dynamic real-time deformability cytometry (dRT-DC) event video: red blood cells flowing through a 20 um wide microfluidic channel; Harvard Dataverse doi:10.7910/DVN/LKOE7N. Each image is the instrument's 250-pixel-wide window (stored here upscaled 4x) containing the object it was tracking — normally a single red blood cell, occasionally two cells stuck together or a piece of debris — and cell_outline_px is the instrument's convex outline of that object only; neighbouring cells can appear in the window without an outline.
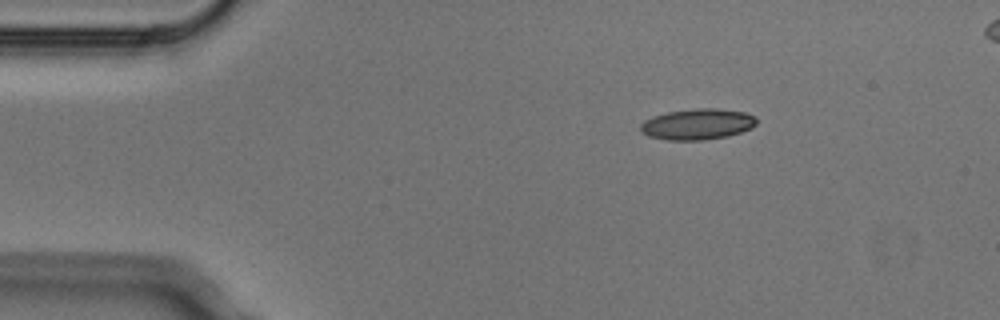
{"species": "Egyptian fruit bat (a non-hibernating species)", "species_latin": "Rousettus aegyptiacus", "temperature_condition": "cold", "stored_images_in_passage": 3, "segment_of_instrument_passage": [1, 2], "camera_frame_rate_fps": 3000, "um_per_image_px": 0.085, "animal": {"sex": "male"}, "frame": {"image": 1, "passage_image": 1, "time_ms": 0.0, "image_size_px": [1000, 320], "cell_outline_px": [[756, 124], [752, 128], [728, 136], [704, 140], [668, 140], [648, 136], [640, 132], [640, 124], [644, 120], [652, 116], [668, 112], [696, 108], [716, 108], [744, 112], [756, 116]], "centroid_in_image_um": [59.27, 10.56], "position_along_channel_um": 25.7, "area_um2": 21.04}}